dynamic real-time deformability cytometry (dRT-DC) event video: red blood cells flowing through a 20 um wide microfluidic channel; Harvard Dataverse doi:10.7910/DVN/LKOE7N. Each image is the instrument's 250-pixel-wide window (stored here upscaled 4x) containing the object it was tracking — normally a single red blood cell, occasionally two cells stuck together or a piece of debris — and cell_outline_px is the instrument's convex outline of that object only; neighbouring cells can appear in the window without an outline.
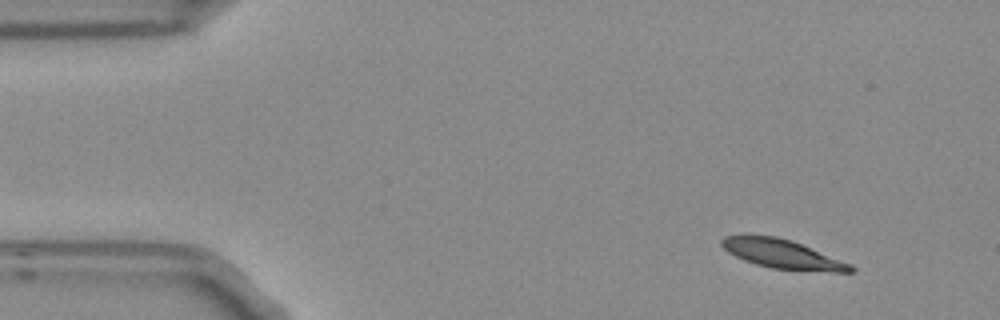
{"species": "Egyptian fruit bat (a non-hibernating species)", "species_latin": "Rousettus aegyptiacus", "temperature_condition": "room temperature", "stored_images_in_passage": 5, "camera_frame_rate_fps": 3000, "um_per_image_px": 0.085, "frame": {"image": 1, "passage_image": 1, "time_ms": 0.0, "image_size_px": [1000, 320], "cell_outline_px": [[856, 272], [832, 272], [772, 268], [756, 264], [744, 260], [728, 252], [720, 244], [720, 240], [724, 236], [776, 236], [800, 244], [852, 264], [856, 268]], "centroid_in_image_um": [66.53, 21.62], "position_along_channel_um": 18.5, "area_um2": 21.33}}
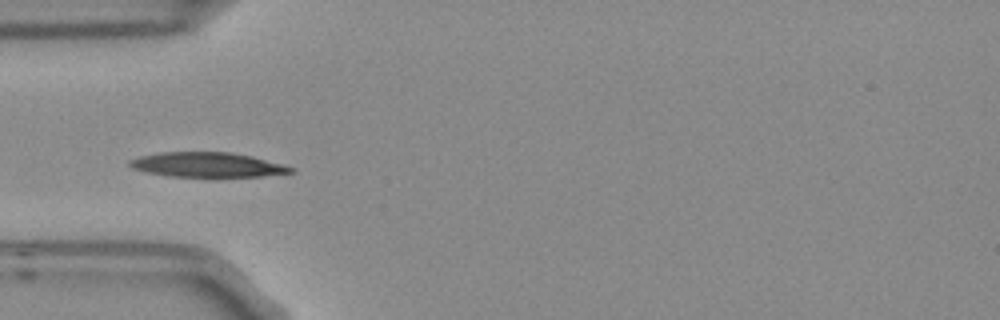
{"frame": {"image": 2, "passage_image": 4, "time_ms": 1.0, "image_size_px": [1000, 320], "cell_outline_px": [[296, 172], [260, 176], [168, 176], [144, 172], [132, 168], [128, 164], [128, 160], [140, 156], [160, 152], [232, 152], [252, 156], [284, 164], [296, 168]], "centroid_in_image_um": [17.63, 14.0], "position_along_channel_um": 67.4, "area_um2": 23.29}}